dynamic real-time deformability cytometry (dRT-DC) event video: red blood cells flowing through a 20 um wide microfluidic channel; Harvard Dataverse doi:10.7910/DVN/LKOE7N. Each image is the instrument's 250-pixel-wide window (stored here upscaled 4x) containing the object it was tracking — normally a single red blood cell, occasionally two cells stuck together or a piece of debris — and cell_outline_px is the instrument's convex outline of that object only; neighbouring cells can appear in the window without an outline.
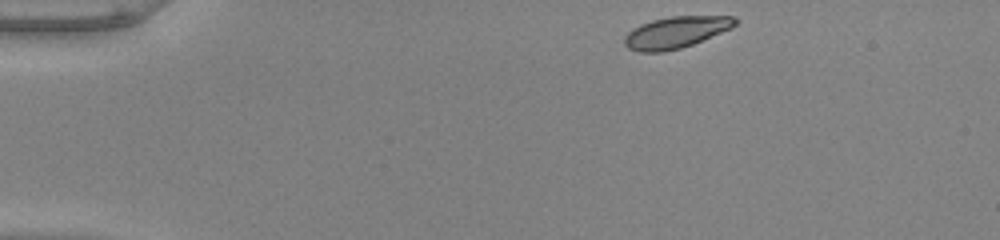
{"species": "common noctule bat (a hibernating species)", "species_latin": "Nyctalus noctula", "temperature_condition": "warm", "stored_images_in_passage": 45, "camera_frame_rate_fps": 3000, "um_per_image_px": 0.085, "animal": {"sex": "male", "body_mass_g": 20.0, "forearm_length_mm": 53.3}, "frame": {"image": 1, "passage_image": 1, "time_ms": 0.0, "image_size_px": [1000, 240], "cell_outline_px": [[740, 20], [732, 28], [692, 44], [680, 48], [664, 52], [640, 52], [628, 48], [624, 44], [624, 36], [632, 28], [640, 24], [652, 20], [672, 16], [732, 16]], "centroid_in_image_um": [57.44, 2.74], "position_along_channel_um": 27.6, "area_um2": 20.4}}
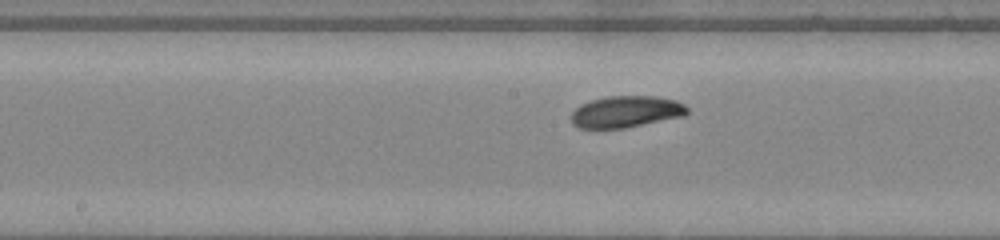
{"frame": {"image": 2, "passage_image": 20, "time_ms": 6.333, "image_size_px": [1000, 240], "cell_outline_px": [[688, 112], [684, 116], [624, 128], [576, 128], [572, 124], [572, 112], [580, 104], [592, 100], [608, 96], [656, 96], [676, 100], [684, 104], [688, 108]], "centroid_in_image_um": [53.21, 9.49], "position_along_channel_um": 195.0, "area_um2": 21.39}}
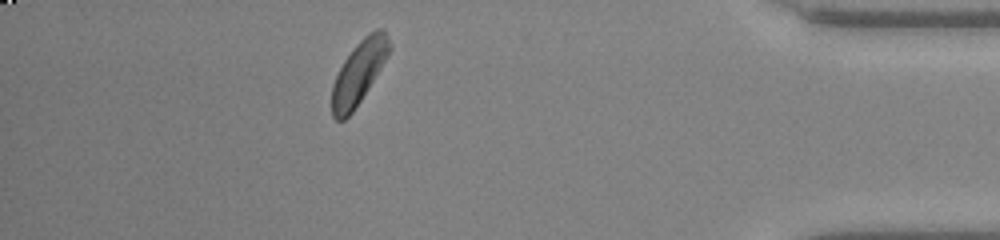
{"frame": {"image": 3, "passage_image": 39, "time_ms": 12.667, "image_size_px": [1000, 240], "cell_outline_px": [[392, 48], [380, 68], [360, 100], [352, 112], [344, 120], [336, 120], [332, 116], [332, 84], [344, 60], [352, 48], [368, 32], [376, 28], [384, 28]], "centroid_in_image_um": [30.49, 6.12], "position_along_channel_um": 404.7, "area_um2": 20.81}, "authors_computed_cell_mechanics": {"area_um2": 21.2126, "velocity_mm_per_s": 3.9486, "shape_relaxation_time_tau1_ms": 3.1661, "shape_relaxation_time_tau2_ms": null, "deformation_change_tau1": 0.0979, "deformation_change_tau2": null}}